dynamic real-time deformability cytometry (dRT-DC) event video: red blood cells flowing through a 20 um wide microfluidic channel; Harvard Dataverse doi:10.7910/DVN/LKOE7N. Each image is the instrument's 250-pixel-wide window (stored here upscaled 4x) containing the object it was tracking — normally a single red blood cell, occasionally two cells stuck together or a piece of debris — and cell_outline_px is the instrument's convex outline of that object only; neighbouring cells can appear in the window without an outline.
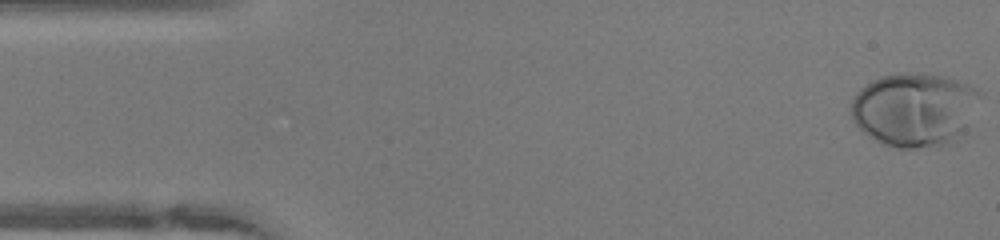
{"species": "human", "species_latin": "Homo sapiens", "temperature_condition": "warm", "stored_images_in_passage": 49, "camera_frame_rate_fps": 3000, "um_per_image_px": 0.085, "donor": {"sex": "female"}, "frame": {"image": 1, "passage_image": 1, "time_ms": 0.0, "image_size_px": [1000, 240], "cell_outline_px": [[984, 96], [960, 140], [940, 148], [896, 148], [880, 144], [868, 136], [852, 120], [852, 100], [856, 92], [864, 84], [880, 76], [900, 72], [916, 72], [944, 76], [968, 84], [984, 92]], "centroid_in_image_um": [77.79, 9.32], "position_along_channel_um": 7.2, "area_um2": 56.99}}
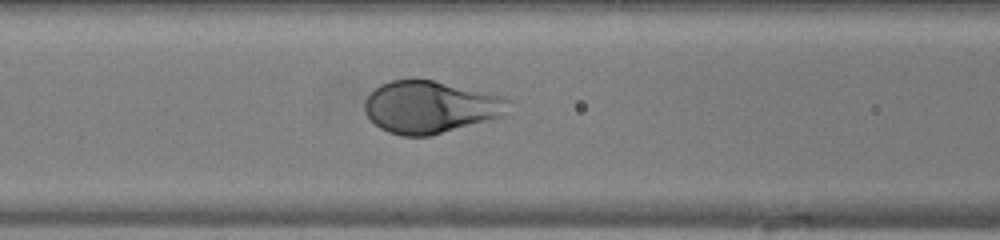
{"frame": {"image": 2, "passage_image": 19, "time_ms": 6.0, "image_size_px": [1000, 240], "cell_outline_px": [[508, 100], [500, 116], [428, 136], [404, 136], [388, 132], [380, 128], [364, 112], [364, 100], [380, 84], [392, 80], [432, 80], [500, 96]], "centroid_in_image_um": [36.45, 9.1], "position_along_channel_um": 130.1, "area_um2": 42.48}}
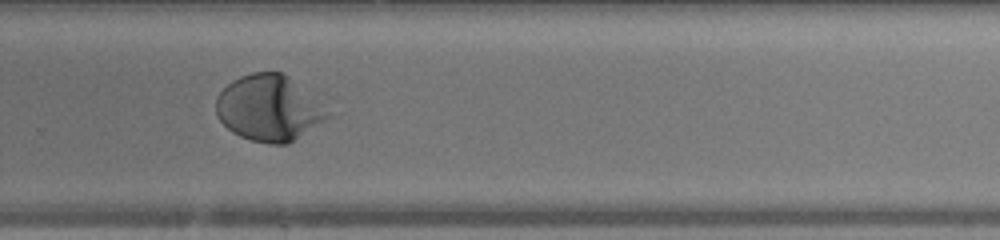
{"frame": {"image": 3, "passage_image": 32, "time_ms": 10.333, "image_size_px": [1000, 240], "cell_outline_px": [[332, 116], [288, 144], [268, 144], [252, 140], [240, 136], [232, 132], [216, 116], [216, 96], [232, 80], [240, 76], [252, 72], [280, 72], [288, 76], [332, 112]], "centroid_in_image_um": [22.86, 9.2], "position_along_channel_um": 306.9, "area_um2": 42.77}, "authors_computed_cell_mechanics": {"area_um2": 44.506, "velocity_mm_per_s": 4.1003, "shape_relaxation_time_tau1_ms": 2.744, "shape_relaxation_time_tau2_ms": null, "deformation_change_tau1": 0.1979, "deformation_change_tau2": null}}